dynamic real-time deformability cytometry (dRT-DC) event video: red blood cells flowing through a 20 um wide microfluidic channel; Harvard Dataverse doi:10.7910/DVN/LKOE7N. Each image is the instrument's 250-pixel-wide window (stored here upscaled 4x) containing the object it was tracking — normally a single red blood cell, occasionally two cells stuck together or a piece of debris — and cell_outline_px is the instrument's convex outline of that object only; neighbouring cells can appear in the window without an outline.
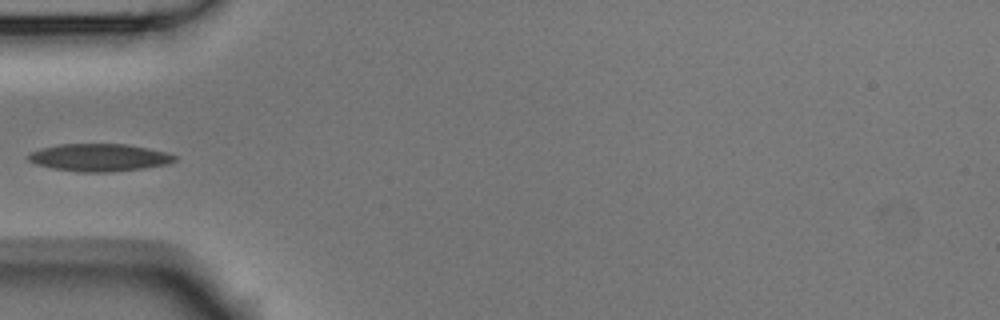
{"species": "Egyptian fruit bat (a non-hibernating species)", "species_latin": "Rousettus aegyptiacus", "temperature_condition": "room temperature", "stored_images_in_passage": 6, "camera_frame_rate_fps": 3000, "um_per_image_px": 0.085, "animal": {"sex": "male"}, "frame": {"image": 1, "passage_image": 5, "time_ms": 1.333, "image_size_px": [1000, 320], "cell_outline_px": [[176, 160], [168, 164], [144, 168], [108, 172], [80, 172], [52, 168], [36, 164], [28, 160], [28, 152], [40, 148], [60, 144], [128, 144], [148, 148], [164, 152], [176, 156]], "centroid_in_image_um": [8.41, 13.38], "position_along_channel_um": 76.6, "area_um2": 23.47}}
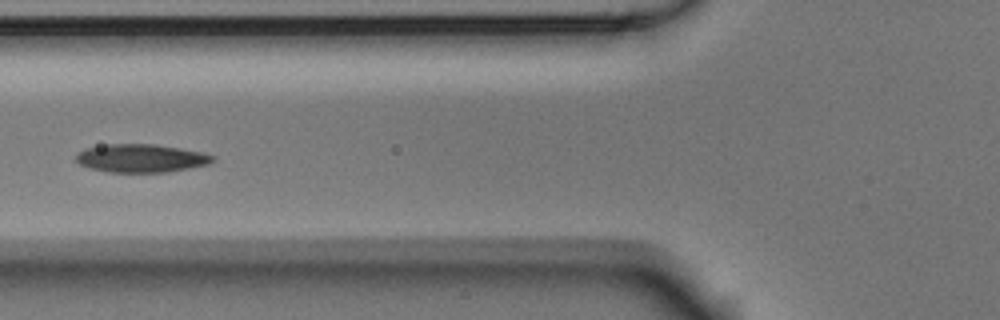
{"frame": {"image": 2, "passage_image": 6, "time_ms": 1.667, "image_size_px": [1000, 320], "cell_outline_px": [[216, 160], [208, 164], [168, 172], [108, 172], [92, 168], [80, 164], [76, 160], [76, 156], [80, 152], [88, 148], [108, 144], [152, 144], [180, 148], [204, 152], [216, 156]], "centroid_in_image_um": [12.06, 13.45], "position_along_channel_um": 113.7, "area_um2": 22.31}}